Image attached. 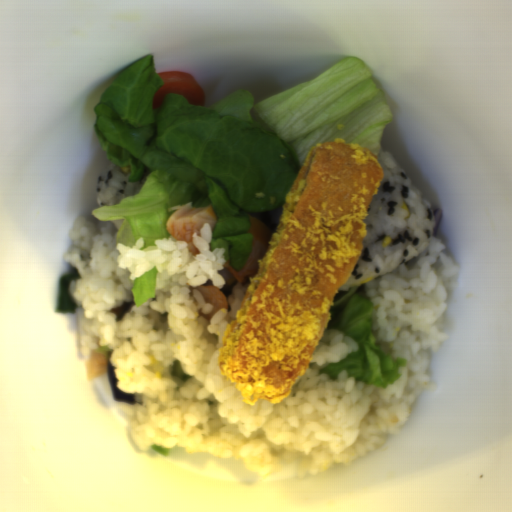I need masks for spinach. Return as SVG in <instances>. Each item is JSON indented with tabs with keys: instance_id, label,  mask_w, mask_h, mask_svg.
Here are the masks:
<instances>
[{
	"instance_id": "1",
	"label": "spinach",
	"mask_w": 512,
	"mask_h": 512,
	"mask_svg": "<svg viewBox=\"0 0 512 512\" xmlns=\"http://www.w3.org/2000/svg\"><path fill=\"white\" fill-rule=\"evenodd\" d=\"M81 277L82 275L76 268H72L69 273L61 276L57 312H75L77 304L71 295L70 283L74 279H81Z\"/></svg>"
}]
</instances>
